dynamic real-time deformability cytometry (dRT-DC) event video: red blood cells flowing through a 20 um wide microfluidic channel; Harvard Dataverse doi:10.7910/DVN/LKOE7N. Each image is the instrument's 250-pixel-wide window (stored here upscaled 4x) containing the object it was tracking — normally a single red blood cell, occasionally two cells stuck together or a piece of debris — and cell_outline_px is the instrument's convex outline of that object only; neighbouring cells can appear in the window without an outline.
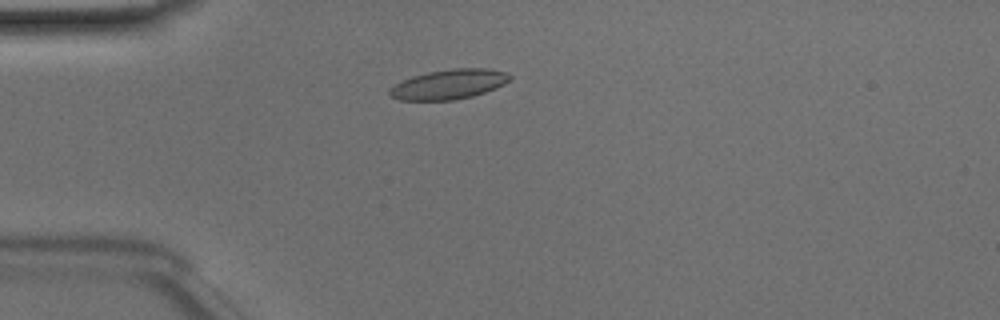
{"species": "Egyptian fruit bat (a non-hibernating species)", "species_latin": "Rousettus aegyptiacus", "temperature_condition": "room temperature", "stored_images_in_passage": 46, "camera_frame_rate_fps": 3000, "um_per_image_px": 0.085, "animal": {"sex": "male"}, "frame": {"image": 1, "passage_image": 10, "time_ms": 3.0, "image_size_px": [1000, 320], "cell_outline_px": [[512, 76], [504, 84], [496, 88], [472, 96], [452, 100], [400, 100], [392, 96], [388, 92], [396, 84], [412, 76], [428, 72], [452, 68], [488, 68], [504, 72]], "centroid_in_image_um": [38.17, 7.16], "position_along_channel_um": 46.8, "area_um2": 20.58}}
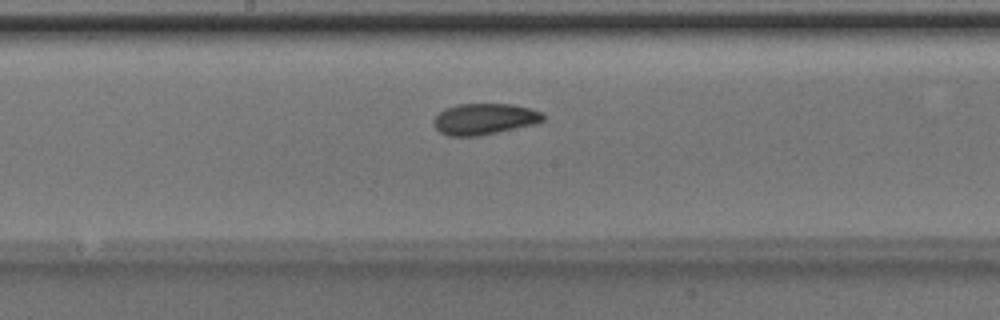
{"frame": {"image": 2, "passage_image": 23, "time_ms": 7.333, "image_size_px": [1000, 320], "cell_outline_px": [[544, 120], [536, 124], [476, 136], [448, 136], [440, 132], [432, 124], [432, 120], [444, 108], [456, 104], [512, 104], [528, 108], [540, 112], [544, 116]], "centroid_in_image_um": [41.13, 10.11], "position_along_channel_um": 207.1, "area_um2": 19.83}}
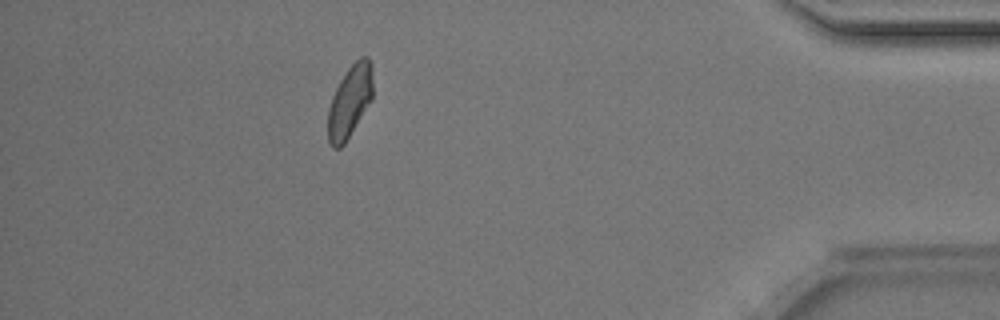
{"frame": {"image": 3, "passage_image": 41, "time_ms": 13.333, "image_size_px": [1000, 320], "cell_outline_px": [[372, 100], [344, 144], [340, 148], [332, 148], [328, 140], [328, 108], [332, 96], [340, 80], [348, 68], [360, 56], [368, 56], [372, 64]], "centroid_in_image_um": [29.73, 8.6], "position_along_channel_um": 405.5, "area_um2": 18.96}, "authors_computed_cell_mechanics": {"area_um2": 19.5653, "velocity_mm_per_s": 4.0928, "shape_relaxation_time_tau1_ms": 4.3132, "shape_relaxation_time_tau2_ms": 1.8166, "deformation_change_tau1": 0.1246, "deformation_change_tau2": 0.0637}}